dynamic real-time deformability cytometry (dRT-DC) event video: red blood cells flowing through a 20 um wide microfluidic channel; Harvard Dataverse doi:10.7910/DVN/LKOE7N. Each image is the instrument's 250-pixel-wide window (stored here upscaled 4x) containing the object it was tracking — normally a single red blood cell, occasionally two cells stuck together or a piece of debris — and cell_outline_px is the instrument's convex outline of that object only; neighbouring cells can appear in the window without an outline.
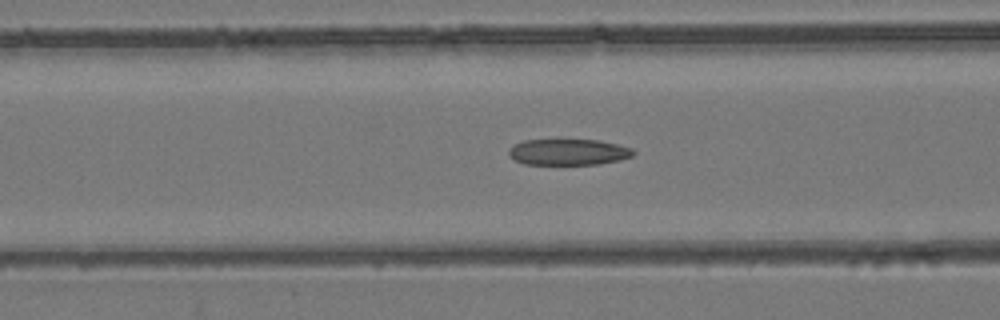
{"species": "common noctule bat (a hibernating species)", "species_latin": "Nyctalus noctula", "temperature_condition": "room temperature", "stored_images_in_passage": 37, "camera_frame_rate_fps": 3000, "um_per_image_px": 0.085, "animal": {"sex": "female", "body_mass_g": 24.6, "forearm_length_mm": 56.2}, "frame": {"image": 1, "passage_image": 5, "time_ms": 1.333, "image_size_px": [1000, 320], "cell_outline_px": [[636, 152], [632, 156], [620, 160], [596, 164], [524, 164], [508, 156], [508, 152], [516, 144], [524, 140], [560, 136], [600, 140], [632, 148]], "centroid_in_image_um": [48.3, 12.86], "position_along_channel_um": 118.3, "area_um2": 19.88}}
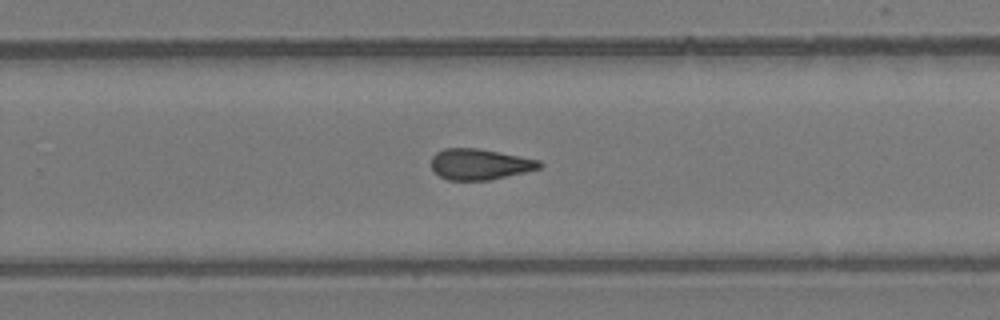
{"frame": {"image": 2, "passage_image": 18, "time_ms": 5.667, "image_size_px": [1000, 320], "cell_outline_px": [[544, 164], [540, 168], [524, 172], [488, 180], [448, 180], [440, 176], [432, 168], [432, 156], [436, 152], [444, 148], [480, 148], [540, 160]], "centroid_in_image_um": [40.79, 13.95], "position_along_channel_um": 289.0, "area_um2": 19.42}}
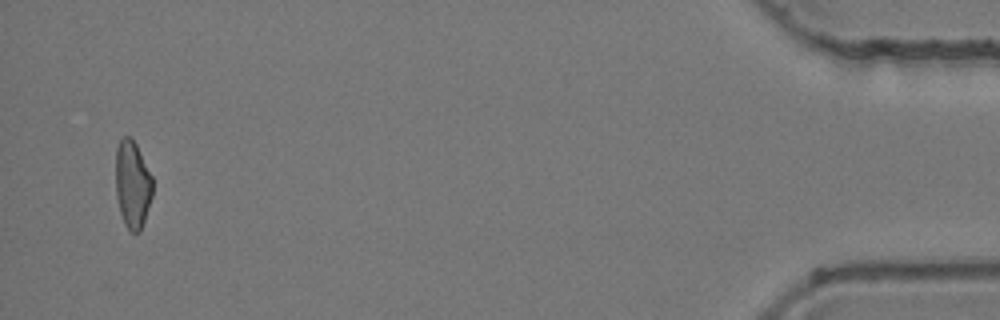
{"frame": {"image": 3, "passage_image": 35, "time_ms": 11.333, "image_size_px": [1000, 320], "cell_outline_px": [[152, 196], [140, 232], [132, 232], [124, 224], [120, 212], [116, 196], [116, 148], [120, 140], [124, 136], [132, 136], [152, 176]], "centroid_in_image_um": [11.25, 15.65], "position_along_channel_um": 423.9, "area_um2": 18.79}, "authors_computed_cell_mechanics": {"area_um2": 19.5942, "velocity_mm_per_s": 3.9502, "shape_relaxation_time_tau1_ms": null, "shape_relaxation_time_tau2_ms": 4.3365, "deformation_change_tau1": null, "deformation_change_tau2": 0.1243}}